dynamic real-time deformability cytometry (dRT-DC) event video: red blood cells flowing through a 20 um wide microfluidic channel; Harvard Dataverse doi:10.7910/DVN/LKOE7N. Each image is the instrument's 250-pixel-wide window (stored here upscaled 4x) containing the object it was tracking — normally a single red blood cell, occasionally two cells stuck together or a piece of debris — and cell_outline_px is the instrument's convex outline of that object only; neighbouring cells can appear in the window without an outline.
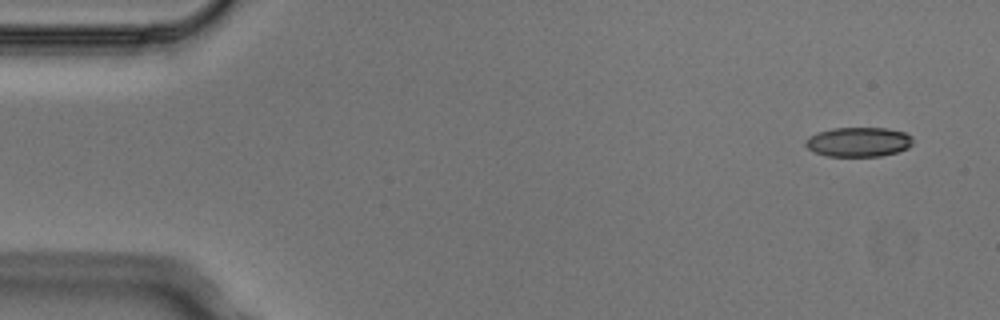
{"species": "Egyptian fruit bat (a non-hibernating species)", "species_latin": "Rousettus aegyptiacus", "temperature_condition": "cold", "stored_images_in_passage": 6, "camera_frame_rate_fps": 3000, "um_per_image_px": 0.085, "animal": {"sex": "male"}, "frame": {"image": 1, "passage_image": 1, "time_ms": 0.0, "image_size_px": [1000, 320], "cell_outline_px": [[912, 144], [908, 148], [896, 152], [880, 156], [828, 156], [812, 152], [804, 144], [804, 140], [808, 136], [816, 132], [832, 128], [888, 128], [904, 132], [912, 136]], "centroid_in_image_um": [72.93, 12.06], "position_along_channel_um": 12.1, "area_um2": 18.67}}
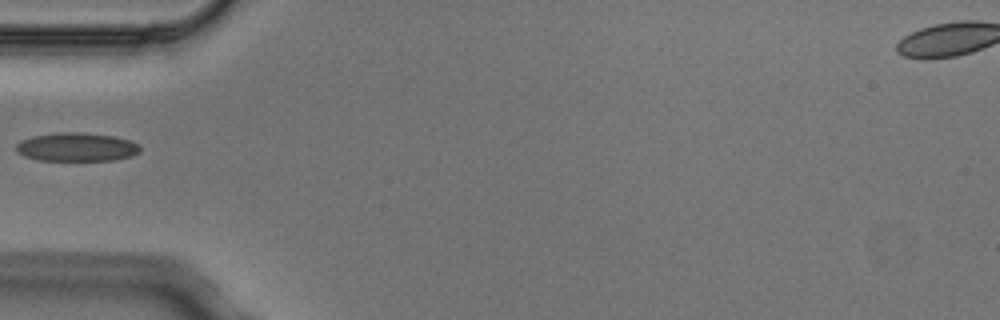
{"frame": {"image": 2, "passage_image": 5, "time_ms": 1.333, "image_size_px": [1000, 320], "cell_outline_px": [[140, 152], [132, 156], [112, 160], [36, 160], [24, 156], [16, 152], [16, 144], [20, 140], [32, 136], [56, 132], [80, 132], [112, 136], [132, 140], [140, 148]], "centroid_in_image_um": [6.48, 12.49], "position_along_channel_um": 78.5, "area_um2": 20.75}}
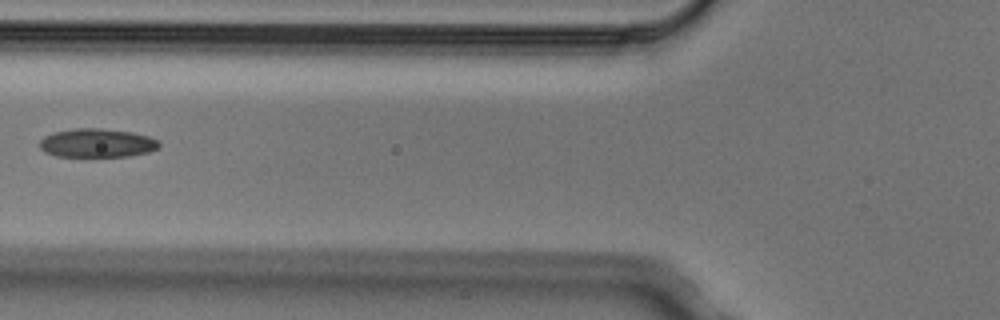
{"frame": {"image": 3, "passage_image": 6, "time_ms": 1.667, "image_size_px": [1000, 320], "cell_outline_px": [[160, 148], [148, 152], [128, 156], [56, 156], [44, 152], [40, 148], [40, 140], [44, 136], [52, 132], [72, 128], [100, 128], [132, 132], [148, 136], [160, 140]], "centroid_in_image_um": [8.25, 12.14], "position_along_channel_um": 117.6, "area_um2": 20.17}}